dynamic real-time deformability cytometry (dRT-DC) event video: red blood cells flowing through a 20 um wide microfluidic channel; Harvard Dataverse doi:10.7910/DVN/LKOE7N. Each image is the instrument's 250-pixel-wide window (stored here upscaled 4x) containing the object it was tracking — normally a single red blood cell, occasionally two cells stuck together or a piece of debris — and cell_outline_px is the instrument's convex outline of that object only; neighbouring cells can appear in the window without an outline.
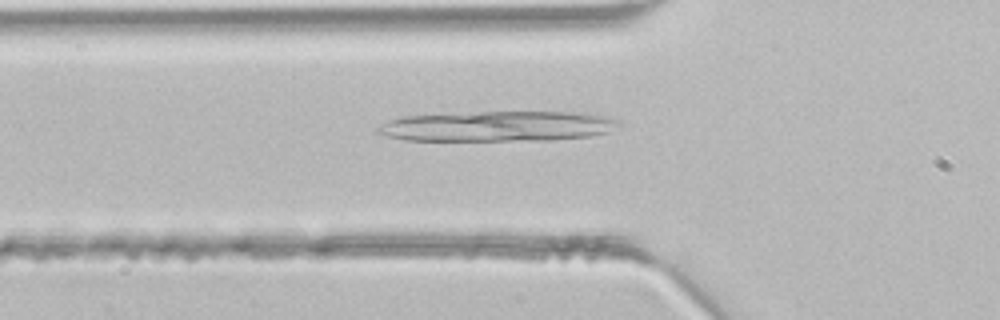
{"species": "common noctule bat (a hibernating species)", "species_latin": "Nyctalus noctula", "temperature_condition": "room temperature", "stored_images_in_passage": 4, "camera_frame_rate_fps": 3000, "um_per_image_px": 0.085, "animal": {"sex": "male", "body_mass_g": 21.5, "forearm_length_mm": 52.0}, "frame": {"image": 1, "passage_image": 4, "time_ms": 1.0, "image_size_px": [1000, 320], "cell_outline_px": [[620, 124], [608, 132], [592, 136], [552, 140], [404, 140], [388, 136], [376, 132], [376, 128], [388, 120], [400, 116], [480, 112], [568, 112], [600, 116], [620, 120]], "centroid_in_image_um": [42.26, 10.73], "position_along_channel_um": 83.5, "area_um2": 42.25}}